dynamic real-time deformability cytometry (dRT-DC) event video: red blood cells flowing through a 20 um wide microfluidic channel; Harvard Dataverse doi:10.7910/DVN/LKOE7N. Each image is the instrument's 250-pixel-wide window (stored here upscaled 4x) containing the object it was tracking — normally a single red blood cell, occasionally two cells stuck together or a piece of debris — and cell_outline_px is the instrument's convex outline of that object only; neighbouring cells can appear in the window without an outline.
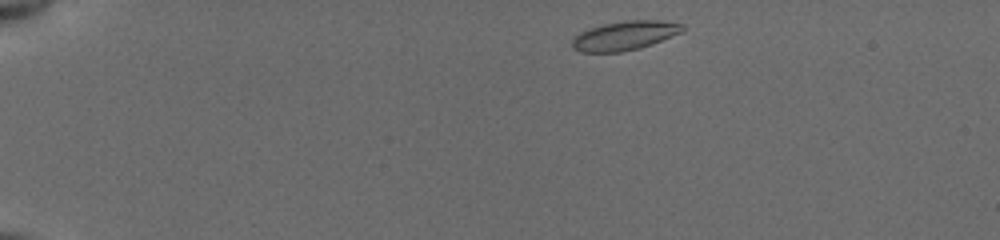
{"species": "common noctule bat (a hibernating species)", "species_latin": "Nyctalus noctula", "temperature_condition": "cold", "stored_images_in_passage": 44, "camera_frame_rate_fps": 3000, "um_per_image_px": 0.085, "animal": {"sex": "female", "body_mass_g": 19.5, "forearm_length_mm": 54.1}, "frame": {"image": 1, "passage_image": 1, "time_ms": 0.0, "image_size_px": [1000, 240], "cell_outline_px": [[684, 32], [652, 44], [640, 48], [620, 52], [580, 52], [572, 48], [572, 40], [580, 32], [588, 28], [604, 24], [628, 20], [660, 20], [684, 24]], "centroid_in_image_um": [53.13, 3.03], "position_along_channel_um": 31.9, "area_um2": 18.84}}
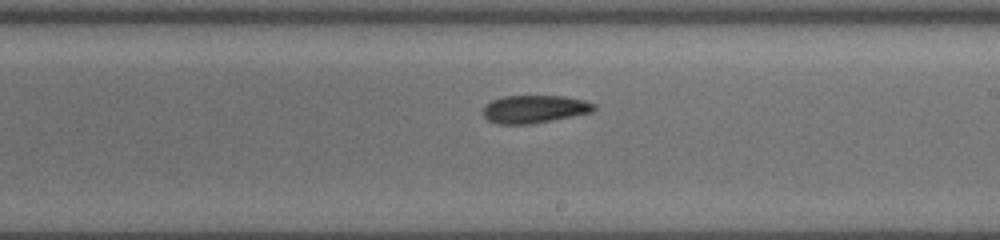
{"frame": {"image": 2, "passage_image": 24, "time_ms": 7.667, "image_size_px": [1000, 240], "cell_outline_px": [[596, 108], [592, 112], [552, 120], [528, 124], [500, 124], [488, 120], [480, 112], [484, 104], [492, 100], [504, 96], [564, 96], [584, 100], [596, 104]], "centroid_in_image_um": [45.39, 9.26], "position_along_channel_um": 243.6, "area_um2": 18.09}}
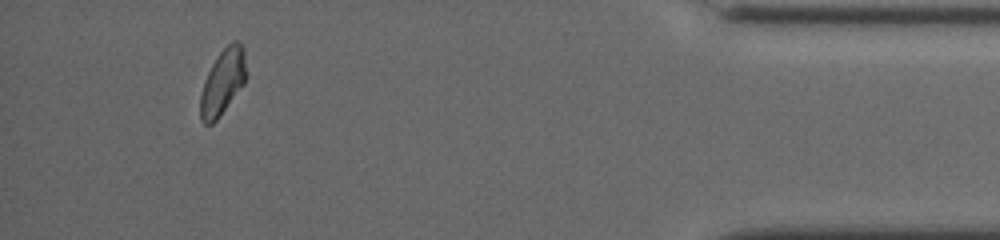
{"frame": {"image": 3, "passage_image": 41, "time_ms": 13.333, "image_size_px": [1000, 240], "cell_outline_px": [[244, 84], [216, 120], [212, 124], [204, 124], [200, 120], [200, 96], [204, 80], [216, 56], [232, 40], [240, 40], [244, 48]], "centroid_in_image_um": [18.9, 6.96], "position_along_channel_um": 416.3, "area_um2": 17.28}, "authors_computed_cell_mechanics": {"area_um2": 18.0914, "velocity_mm_per_s": 3.9077, "shape_relaxation_time_tau1_ms": 3.7158, "shape_relaxation_time_tau2_ms": 4.2801, "deformation_change_tau1": 0.0955, "deformation_change_tau2": 0.0997}}